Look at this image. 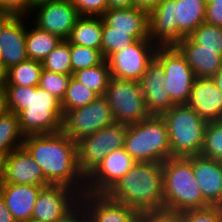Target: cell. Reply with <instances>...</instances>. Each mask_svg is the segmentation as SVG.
I'll use <instances>...</instances> for the list:
<instances>
[{
	"instance_id": "9c48e42d",
	"label": "cell",
	"mask_w": 222,
	"mask_h": 222,
	"mask_svg": "<svg viewBox=\"0 0 222 222\" xmlns=\"http://www.w3.org/2000/svg\"><path fill=\"white\" fill-rule=\"evenodd\" d=\"M125 137L126 125L114 122L76 141L78 167L85 178L107 154L124 148Z\"/></svg>"
},
{
	"instance_id": "836d02e7",
	"label": "cell",
	"mask_w": 222,
	"mask_h": 222,
	"mask_svg": "<svg viewBox=\"0 0 222 222\" xmlns=\"http://www.w3.org/2000/svg\"><path fill=\"white\" fill-rule=\"evenodd\" d=\"M189 37L200 48L218 50L222 56V27L203 22Z\"/></svg>"
},
{
	"instance_id": "5bb4252c",
	"label": "cell",
	"mask_w": 222,
	"mask_h": 222,
	"mask_svg": "<svg viewBox=\"0 0 222 222\" xmlns=\"http://www.w3.org/2000/svg\"><path fill=\"white\" fill-rule=\"evenodd\" d=\"M135 163L124 148L113 150L85 178V192L106 194Z\"/></svg>"
},
{
	"instance_id": "d590c367",
	"label": "cell",
	"mask_w": 222,
	"mask_h": 222,
	"mask_svg": "<svg viewBox=\"0 0 222 222\" xmlns=\"http://www.w3.org/2000/svg\"><path fill=\"white\" fill-rule=\"evenodd\" d=\"M71 76L42 69L39 87L62 102Z\"/></svg>"
},
{
	"instance_id": "11a10c76",
	"label": "cell",
	"mask_w": 222,
	"mask_h": 222,
	"mask_svg": "<svg viewBox=\"0 0 222 222\" xmlns=\"http://www.w3.org/2000/svg\"><path fill=\"white\" fill-rule=\"evenodd\" d=\"M24 222H39V221H35L33 219H29L28 221H24Z\"/></svg>"
},
{
	"instance_id": "f1b7e54d",
	"label": "cell",
	"mask_w": 222,
	"mask_h": 222,
	"mask_svg": "<svg viewBox=\"0 0 222 222\" xmlns=\"http://www.w3.org/2000/svg\"><path fill=\"white\" fill-rule=\"evenodd\" d=\"M72 77L99 96L104 95L111 79L110 68L106 59L97 66L73 72Z\"/></svg>"
},
{
	"instance_id": "74e56055",
	"label": "cell",
	"mask_w": 222,
	"mask_h": 222,
	"mask_svg": "<svg viewBox=\"0 0 222 222\" xmlns=\"http://www.w3.org/2000/svg\"><path fill=\"white\" fill-rule=\"evenodd\" d=\"M80 16H101L108 9V0H69Z\"/></svg>"
},
{
	"instance_id": "8fae6325",
	"label": "cell",
	"mask_w": 222,
	"mask_h": 222,
	"mask_svg": "<svg viewBox=\"0 0 222 222\" xmlns=\"http://www.w3.org/2000/svg\"><path fill=\"white\" fill-rule=\"evenodd\" d=\"M114 122L107 100L100 96L86 106L67 111L62 120V131L72 140L78 141Z\"/></svg>"
},
{
	"instance_id": "681fc988",
	"label": "cell",
	"mask_w": 222,
	"mask_h": 222,
	"mask_svg": "<svg viewBox=\"0 0 222 222\" xmlns=\"http://www.w3.org/2000/svg\"><path fill=\"white\" fill-rule=\"evenodd\" d=\"M50 1H55V0H29V13L32 11L34 7Z\"/></svg>"
},
{
	"instance_id": "277c9868",
	"label": "cell",
	"mask_w": 222,
	"mask_h": 222,
	"mask_svg": "<svg viewBox=\"0 0 222 222\" xmlns=\"http://www.w3.org/2000/svg\"><path fill=\"white\" fill-rule=\"evenodd\" d=\"M162 163L136 162L106 193L137 212L164 211Z\"/></svg>"
},
{
	"instance_id": "44dd1931",
	"label": "cell",
	"mask_w": 222,
	"mask_h": 222,
	"mask_svg": "<svg viewBox=\"0 0 222 222\" xmlns=\"http://www.w3.org/2000/svg\"><path fill=\"white\" fill-rule=\"evenodd\" d=\"M193 171L203 199L210 206L222 207V162L196 155Z\"/></svg>"
},
{
	"instance_id": "6da1fadb",
	"label": "cell",
	"mask_w": 222,
	"mask_h": 222,
	"mask_svg": "<svg viewBox=\"0 0 222 222\" xmlns=\"http://www.w3.org/2000/svg\"><path fill=\"white\" fill-rule=\"evenodd\" d=\"M23 147L40 166L49 184L65 185L80 195L85 192V176L77 161V143L63 131L25 136Z\"/></svg>"
},
{
	"instance_id": "484cf974",
	"label": "cell",
	"mask_w": 222,
	"mask_h": 222,
	"mask_svg": "<svg viewBox=\"0 0 222 222\" xmlns=\"http://www.w3.org/2000/svg\"><path fill=\"white\" fill-rule=\"evenodd\" d=\"M25 135L21 131L19 117L14 112L0 111V156L23 147Z\"/></svg>"
},
{
	"instance_id": "f5cc1de1",
	"label": "cell",
	"mask_w": 222,
	"mask_h": 222,
	"mask_svg": "<svg viewBox=\"0 0 222 222\" xmlns=\"http://www.w3.org/2000/svg\"><path fill=\"white\" fill-rule=\"evenodd\" d=\"M206 3H222V0H206Z\"/></svg>"
},
{
	"instance_id": "d6a6232c",
	"label": "cell",
	"mask_w": 222,
	"mask_h": 222,
	"mask_svg": "<svg viewBox=\"0 0 222 222\" xmlns=\"http://www.w3.org/2000/svg\"><path fill=\"white\" fill-rule=\"evenodd\" d=\"M137 40L128 32L111 31L103 22L101 53L106 59L110 54L128 48Z\"/></svg>"
},
{
	"instance_id": "f6af8a7d",
	"label": "cell",
	"mask_w": 222,
	"mask_h": 222,
	"mask_svg": "<svg viewBox=\"0 0 222 222\" xmlns=\"http://www.w3.org/2000/svg\"><path fill=\"white\" fill-rule=\"evenodd\" d=\"M133 7V0H108V9Z\"/></svg>"
},
{
	"instance_id": "8992f818",
	"label": "cell",
	"mask_w": 222,
	"mask_h": 222,
	"mask_svg": "<svg viewBox=\"0 0 222 222\" xmlns=\"http://www.w3.org/2000/svg\"><path fill=\"white\" fill-rule=\"evenodd\" d=\"M124 149L136 162L163 163L171 158L169 135L162 116L150 115L126 125Z\"/></svg>"
},
{
	"instance_id": "b9f144b4",
	"label": "cell",
	"mask_w": 222,
	"mask_h": 222,
	"mask_svg": "<svg viewBox=\"0 0 222 222\" xmlns=\"http://www.w3.org/2000/svg\"><path fill=\"white\" fill-rule=\"evenodd\" d=\"M56 222H88L84 205L79 202L70 212Z\"/></svg>"
},
{
	"instance_id": "ffe728a7",
	"label": "cell",
	"mask_w": 222,
	"mask_h": 222,
	"mask_svg": "<svg viewBox=\"0 0 222 222\" xmlns=\"http://www.w3.org/2000/svg\"><path fill=\"white\" fill-rule=\"evenodd\" d=\"M25 18L14 16L0 32V52L6 70L28 59Z\"/></svg>"
},
{
	"instance_id": "83f0119b",
	"label": "cell",
	"mask_w": 222,
	"mask_h": 222,
	"mask_svg": "<svg viewBox=\"0 0 222 222\" xmlns=\"http://www.w3.org/2000/svg\"><path fill=\"white\" fill-rule=\"evenodd\" d=\"M40 61L27 59L7 70L5 86L38 87L42 72Z\"/></svg>"
},
{
	"instance_id": "f35d334b",
	"label": "cell",
	"mask_w": 222,
	"mask_h": 222,
	"mask_svg": "<svg viewBox=\"0 0 222 222\" xmlns=\"http://www.w3.org/2000/svg\"><path fill=\"white\" fill-rule=\"evenodd\" d=\"M136 222H179L178 213L169 211L138 212Z\"/></svg>"
},
{
	"instance_id": "ab89813d",
	"label": "cell",
	"mask_w": 222,
	"mask_h": 222,
	"mask_svg": "<svg viewBox=\"0 0 222 222\" xmlns=\"http://www.w3.org/2000/svg\"><path fill=\"white\" fill-rule=\"evenodd\" d=\"M0 9L10 12L14 16L29 15V0H0Z\"/></svg>"
},
{
	"instance_id": "bcb514c9",
	"label": "cell",
	"mask_w": 222,
	"mask_h": 222,
	"mask_svg": "<svg viewBox=\"0 0 222 222\" xmlns=\"http://www.w3.org/2000/svg\"><path fill=\"white\" fill-rule=\"evenodd\" d=\"M13 17L14 15L10 12L0 9V32Z\"/></svg>"
},
{
	"instance_id": "4316f807",
	"label": "cell",
	"mask_w": 222,
	"mask_h": 222,
	"mask_svg": "<svg viewBox=\"0 0 222 222\" xmlns=\"http://www.w3.org/2000/svg\"><path fill=\"white\" fill-rule=\"evenodd\" d=\"M26 28V52L28 59L42 62L62 41L58 36L37 26Z\"/></svg>"
},
{
	"instance_id": "5b68a950",
	"label": "cell",
	"mask_w": 222,
	"mask_h": 222,
	"mask_svg": "<svg viewBox=\"0 0 222 222\" xmlns=\"http://www.w3.org/2000/svg\"><path fill=\"white\" fill-rule=\"evenodd\" d=\"M165 211L183 212L210 206L194 176L193 156L171 157L162 163Z\"/></svg>"
},
{
	"instance_id": "7c38bea8",
	"label": "cell",
	"mask_w": 222,
	"mask_h": 222,
	"mask_svg": "<svg viewBox=\"0 0 222 222\" xmlns=\"http://www.w3.org/2000/svg\"><path fill=\"white\" fill-rule=\"evenodd\" d=\"M157 48L149 38L139 39L128 48L110 54L106 60L111 77L139 81L154 59Z\"/></svg>"
},
{
	"instance_id": "816d5d0a",
	"label": "cell",
	"mask_w": 222,
	"mask_h": 222,
	"mask_svg": "<svg viewBox=\"0 0 222 222\" xmlns=\"http://www.w3.org/2000/svg\"><path fill=\"white\" fill-rule=\"evenodd\" d=\"M2 183V157L0 156V184Z\"/></svg>"
},
{
	"instance_id": "d4e9b609",
	"label": "cell",
	"mask_w": 222,
	"mask_h": 222,
	"mask_svg": "<svg viewBox=\"0 0 222 222\" xmlns=\"http://www.w3.org/2000/svg\"><path fill=\"white\" fill-rule=\"evenodd\" d=\"M103 20L101 16H80L67 41L79 46L101 50Z\"/></svg>"
},
{
	"instance_id": "52a82bcc",
	"label": "cell",
	"mask_w": 222,
	"mask_h": 222,
	"mask_svg": "<svg viewBox=\"0 0 222 222\" xmlns=\"http://www.w3.org/2000/svg\"><path fill=\"white\" fill-rule=\"evenodd\" d=\"M169 135L171 157L200 155L207 122L186 104L161 114Z\"/></svg>"
},
{
	"instance_id": "7dc6e473",
	"label": "cell",
	"mask_w": 222,
	"mask_h": 222,
	"mask_svg": "<svg viewBox=\"0 0 222 222\" xmlns=\"http://www.w3.org/2000/svg\"><path fill=\"white\" fill-rule=\"evenodd\" d=\"M217 88L222 93V67L218 70V72L212 77Z\"/></svg>"
},
{
	"instance_id": "ba28073f",
	"label": "cell",
	"mask_w": 222,
	"mask_h": 222,
	"mask_svg": "<svg viewBox=\"0 0 222 222\" xmlns=\"http://www.w3.org/2000/svg\"><path fill=\"white\" fill-rule=\"evenodd\" d=\"M103 96L111 108L114 121L120 124H135L151 115L139 81L111 77Z\"/></svg>"
},
{
	"instance_id": "8d00e7d4",
	"label": "cell",
	"mask_w": 222,
	"mask_h": 222,
	"mask_svg": "<svg viewBox=\"0 0 222 222\" xmlns=\"http://www.w3.org/2000/svg\"><path fill=\"white\" fill-rule=\"evenodd\" d=\"M179 222H222V207L208 206L178 213Z\"/></svg>"
},
{
	"instance_id": "7bdbcfd3",
	"label": "cell",
	"mask_w": 222,
	"mask_h": 222,
	"mask_svg": "<svg viewBox=\"0 0 222 222\" xmlns=\"http://www.w3.org/2000/svg\"><path fill=\"white\" fill-rule=\"evenodd\" d=\"M162 0H133V7L150 13Z\"/></svg>"
},
{
	"instance_id": "4fadbf2b",
	"label": "cell",
	"mask_w": 222,
	"mask_h": 222,
	"mask_svg": "<svg viewBox=\"0 0 222 222\" xmlns=\"http://www.w3.org/2000/svg\"><path fill=\"white\" fill-rule=\"evenodd\" d=\"M80 197L76 190L65 185L44 186L38 194L31 219L56 222L80 202Z\"/></svg>"
},
{
	"instance_id": "f907efd6",
	"label": "cell",
	"mask_w": 222,
	"mask_h": 222,
	"mask_svg": "<svg viewBox=\"0 0 222 222\" xmlns=\"http://www.w3.org/2000/svg\"><path fill=\"white\" fill-rule=\"evenodd\" d=\"M4 87H0V111L4 109V95H3Z\"/></svg>"
},
{
	"instance_id": "1f68e13d",
	"label": "cell",
	"mask_w": 222,
	"mask_h": 222,
	"mask_svg": "<svg viewBox=\"0 0 222 222\" xmlns=\"http://www.w3.org/2000/svg\"><path fill=\"white\" fill-rule=\"evenodd\" d=\"M200 156L222 162V120L207 122Z\"/></svg>"
},
{
	"instance_id": "c3c4849f",
	"label": "cell",
	"mask_w": 222,
	"mask_h": 222,
	"mask_svg": "<svg viewBox=\"0 0 222 222\" xmlns=\"http://www.w3.org/2000/svg\"><path fill=\"white\" fill-rule=\"evenodd\" d=\"M7 70L3 65H0V87H5Z\"/></svg>"
},
{
	"instance_id": "e0dca14e",
	"label": "cell",
	"mask_w": 222,
	"mask_h": 222,
	"mask_svg": "<svg viewBox=\"0 0 222 222\" xmlns=\"http://www.w3.org/2000/svg\"><path fill=\"white\" fill-rule=\"evenodd\" d=\"M80 202L84 205L88 222H136L137 219L136 210L111 200L106 194L84 192Z\"/></svg>"
},
{
	"instance_id": "7a4b0ae2",
	"label": "cell",
	"mask_w": 222,
	"mask_h": 222,
	"mask_svg": "<svg viewBox=\"0 0 222 222\" xmlns=\"http://www.w3.org/2000/svg\"><path fill=\"white\" fill-rule=\"evenodd\" d=\"M3 95L4 109L18 115L25 136L62 131L61 102L44 89L39 86H5Z\"/></svg>"
},
{
	"instance_id": "ac0fdd59",
	"label": "cell",
	"mask_w": 222,
	"mask_h": 222,
	"mask_svg": "<svg viewBox=\"0 0 222 222\" xmlns=\"http://www.w3.org/2000/svg\"><path fill=\"white\" fill-rule=\"evenodd\" d=\"M162 64L154 57L139 80L145 105L151 115H161L176 105L164 87Z\"/></svg>"
},
{
	"instance_id": "ee69618b",
	"label": "cell",
	"mask_w": 222,
	"mask_h": 222,
	"mask_svg": "<svg viewBox=\"0 0 222 222\" xmlns=\"http://www.w3.org/2000/svg\"><path fill=\"white\" fill-rule=\"evenodd\" d=\"M0 222H17L8 210L2 196L0 195Z\"/></svg>"
},
{
	"instance_id": "9a60e30c",
	"label": "cell",
	"mask_w": 222,
	"mask_h": 222,
	"mask_svg": "<svg viewBox=\"0 0 222 222\" xmlns=\"http://www.w3.org/2000/svg\"><path fill=\"white\" fill-rule=\"evenodd\" d=\"M36 9V12L33 11ZM35 14L33 24L38 28L53 33L62 40H67L77 19V8L69 0H55L38 5L32 9Z\"/></svg>"
},
{
	"instance_id": "3957f363",
	"label": "cell",
	"mask_w": 222,
	"mask_h": 222,
	"mask_svg": "<svg viewBox=\"0 0 222 222\" xmlns=\"http://www.w3.org/2000/svg\"><path fill=\"white\" fill-rule=\"evenodd\" d=\"M206 0H162L148 13V38L157 46H175L205 22Z\"/></svg>"
},
{
	"instance_id": "60d3db41",
	"label": "cell",
	"mask_w": 222,
	"mask_h": 222,
	"mask_svg": "<svg viewBox=\"0 0 222 222\" xmlns=\"http://www.w3.org/2000/svg\"><path fill=\"white\" fill-rule=\"evenodd\" d=\"M205 22L222 27V3H206Z\"/></svg>"
},
{
	"instance_id": "e575fe53",
	"label": "cell",
	"mask_w": 222,
	"mask_h": 222,
	"mask_svg": "<svg viewBox=\"0 0 222 222\" xmlns=\"http://www.w3.org/2000/svg\"><path fill=\"white\" fill-rule=\"evenodd\" d=\"M72 72L101 64L105 58L101 50L70 43Z\"/></svg>"
},
{
	"instance_id": "4dcf8cb0",
	"label": "cell",
	"mask_w": 222,
	"mask_h": 222,
	"mask_svg": "<svg viewBox=\"0 0 222 222\" xmlns=\"http://www.w3.org/2000/svg\"><path fill=\"white\" fill-rule=\"evenodd\" d=\"M70 56V43L67 40H62L53 51L43 59L41 62L42 67L54 73L72 75Z\"/></svg>"
},
{
	"instance_id": "30bf717a",
	"label": "cell",
	"mask_w": 222,
	"mask_h": 222,
	"mask_svg": "<svg viewBox=\"0 0 222 222\" xmlns=\"http://www.w3.org/2000/svg\"><path fill=\"white\" fill-rule=\"evenodd\" d=\"M155 58L162 64L164 87L176 105L186 104L195 81V74L176 46H158Z\"/></svg>"
},
{
	"instance_id": "db71d44e",
	"label": "cell",
	"mask_w": 222,
	"mask_h": 222,
	"mask_svg": "<svg viewBox=\"0 0 222 222\" xmlns=\"http://www.w3.org/2000/svg\"><path fill=\"white\" fill-rule=\"evenodd\" d=\"M0 65H3V59H2L1 52H0Z\"/></svg>"
},
{
	"instance_id": "cb8c5ba5",
	"label": "cell",
	"mask_w": 222,
	"mask_h": 222,
	"mask_svg": "<svg viewBox=\"0 0 222 222\" xmlns=\"http://www.w3.org/2000/svg\"><path fill=\"white\" fill-rule=\"evenodd\" d=\"M175 46L198 78H212L222 67V56L218 54V50L200 48L189 36Z\"/></svg>"
},
{
	"instance_id": "d6986e66",
	"label": "cell",
	"mask_w": 222,
	"mask_h": 222,
	"mask_svg": "<svg viewBox=\"0 0 222 222\" xmlns=\"http://www.w3.org/2000/svg\"><path fill=\"white\" fill-rule=\"evenodd\" d=\"M186 105L206 122L222 120V93L212 78H195Z\"/></svg>"
},
{
	"instance_id": "f546056e",
	"label": "cell",
	"mask_w": 222,
	"mask_h": 222,
	"mask_svg": "<svg viewBox=\"0 0 222 222\" xmlns=\"http://www.w3.org/2000/svg\"><path fill=\"white\" fill-rule=\"evenodd\" d=\"M98 97L100 96L96 92L87 88L71 76L66 94L61 102L62 112L65 114L69 110L86 106Z\"/></svg>"
},
{
	"instance_id": "7402d4cb",
	"label": "cell",
	"mask_w": 222,
	"mask_h": 222,
	"mask_svg": "<svg viewBox=\"0 0 222 222\" xmlns=\"http://www.w3.org/2000/svg\"><path fill=\"white\" fill-rule=\"evenodd\" d=\"M44 186L47 185L0 184V195L17 222L32 218L35 202Z\"/></svg>"
},
{
	"instance_id": "603a6c76",
	"label": "cell",
	"mask_w": 222,
	"mask_h": 222,
	"mask_svg": "<svg viewBox=\"0 0 222 222\" xmlns=\"http://www.w3.org/2000/svg\"><path fill=\"white\" fill-rule=\"evenodd\" d=\"M101 18L111 31L128 32L136 40L148 38V13L135 7L107 9Z\"/></svg>"
},
{
	"instance_id": "2e32d148",
	"label": "cell",
	"mask_w": 222,
	"mask_h": 222,
	"mask_svg": "<svg viewBox=\"0 0 222 222\" xmlns=\"http://www.w3.org/2000/svg\"><path fill=\"white\" fill-rule=\"evenodd\" d=\"M2 183L50 185L29 152L18 148L2 158Z\"/></svg>"
}]
</instances>
